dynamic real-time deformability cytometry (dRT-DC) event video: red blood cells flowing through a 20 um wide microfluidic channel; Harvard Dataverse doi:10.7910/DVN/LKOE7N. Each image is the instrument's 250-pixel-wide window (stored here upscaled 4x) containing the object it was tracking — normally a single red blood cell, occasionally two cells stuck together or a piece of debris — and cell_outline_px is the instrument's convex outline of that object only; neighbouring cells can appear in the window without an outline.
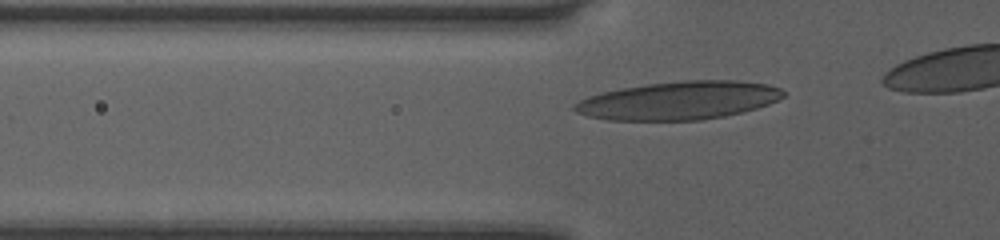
{"species": "human", "species_latin": "Homo sapiens", "temperature_condition": "room temperature", "stored_images_in_passage": 31, "camera_frame_rate_fps": 3000, "um_per_image_px": 0.085, "donor": {"sex": "female"}, "frame": {"image": 1, "passage_image": 6, "time_ms": 1.667, "image_size_px": [1000, 240], "cell_outline_px": [[784, 96], [768, 104], [756, 108], [724, 116], [700, 120], [608, 120], [588, 116], [576, 112], [572, 108], [572, 104], [588, 96], [600, 92], [620, 88], [648, 84], [684, 80], [736, 80], [768, 84], [780, 88], [784, 92]], "centroid_in_image_um": [57.66, 8.54], "position_along_channel_um": 68.1, "area_um2": 46.47}}
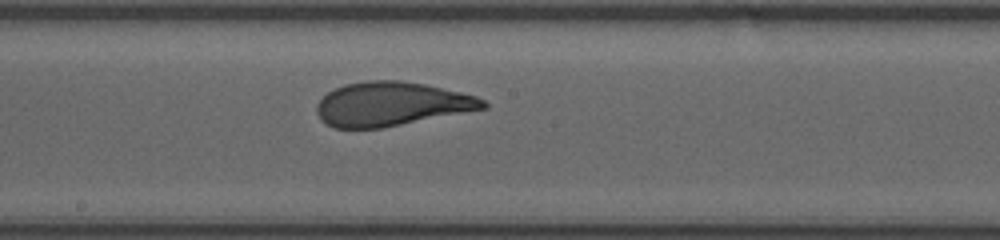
{"frame": {"image": 2, "passage_image": 17, "time_ms": 5.333, "image_size_px": [1000, 240], "cell_outline_px": [[488, 108], [384, 128], [332, 128], [324, 124], [320, 120], [316, 112], [316, 104], [328, 92], [344, 84], [368, 80], [400, 80], [424, 84], [460, 92], [476, 96], [484, 100], [488, 104]], "centroid_in_image_um": [33.25, 8.85], "position_along_channel_um": 215.0, "area_um2": 42.95}}
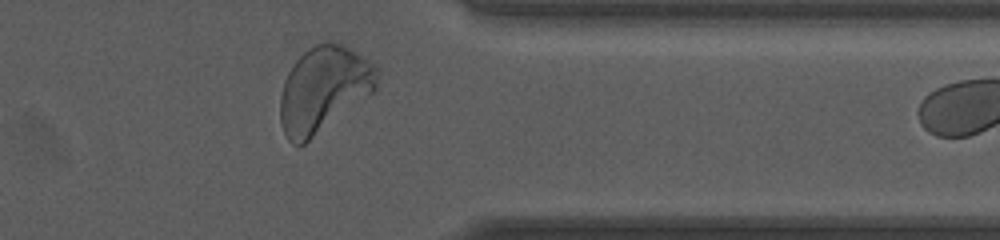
{"frame": {"image": 3, "passage_image": 30, "time_ms": 9.667, "image_size_px": [1000, 240], "cell_outline_px": [[376, 88], [372, 92], [304, 144], [292, 144], [288, 140], [280, 124], [280, 96], [284, 80], [288, 72], [296, 60], [308, 48], [316, 44], [328, 40], [332, 40], [348, 48], [368, 60], [376, 68]], "centroid_in_image_um": [27.45, 7.58], "position_along_channel_um": 384.0, "area_um2": 47.51}}